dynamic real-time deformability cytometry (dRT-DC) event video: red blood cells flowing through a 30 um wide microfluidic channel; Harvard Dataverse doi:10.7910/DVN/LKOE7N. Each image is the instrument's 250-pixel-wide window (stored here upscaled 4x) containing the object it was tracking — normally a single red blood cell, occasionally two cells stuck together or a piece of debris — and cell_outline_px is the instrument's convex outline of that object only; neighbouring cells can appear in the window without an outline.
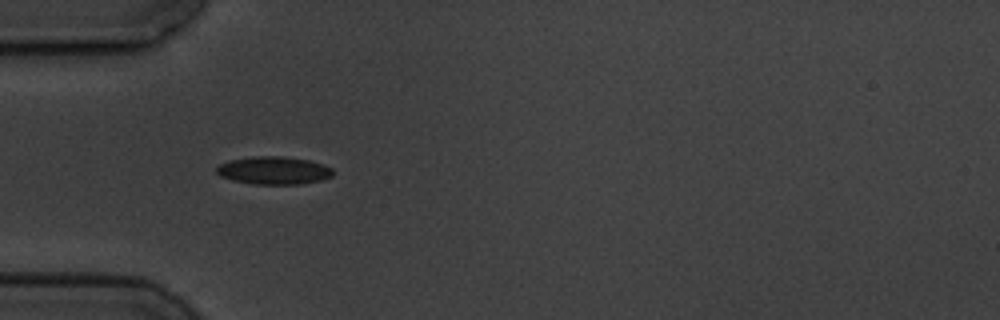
{"species": "common noctule bat (a hibernating species)", "species_latin": "Nyctalus noctula", "temperature_condition": "cold", "stored_images_in_passage": 9, "camera_frame_rate_fps": 3000, "um_per_image_px": 0.085, "animal": {"sex": "male", "body_mass_g": 19.5, "forearm_length_mm": 54.6}, "frame": {"image": 1, "passage_image": 3, "time_ms": 2.0, "image_size_px": [1000, 320], "cell_outline_px": [[332, 176], [320, 180], [300, 184], [252, 184], [232, 180], [220, 176], [216, 172], [216, 168], [220, 164], [228, 160], [256, 156], [280, 156], [308, 160], [324, 164], [332, 168]], "centroid_in_image_um": [23.25, 14.49], "position_along_channel_um": 61.8, "area_um2": 18.84}}
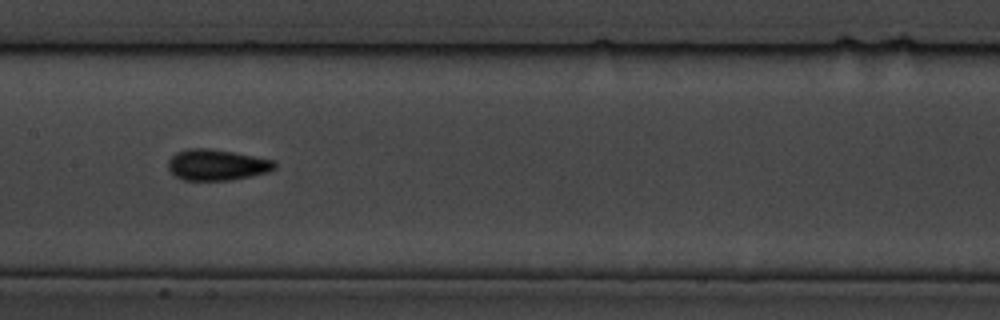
{"frame": {"image": 2, "passage_image": 6, "time_ms": 5.667, "image_size_px": [1000, 320], "cell_outline_px": [[276, 168], [268, 172], [252, 176], [228, 180], [184, 180], [176, 176], [168, 168], [168, 160], [176, 152], [188, 148], [208, 148], [232, 152], [276, 160]], "centroid_in_image_um": [18.45, 14.01], "position_along_channel_um": 189.0, "area_um2": 19.25}}
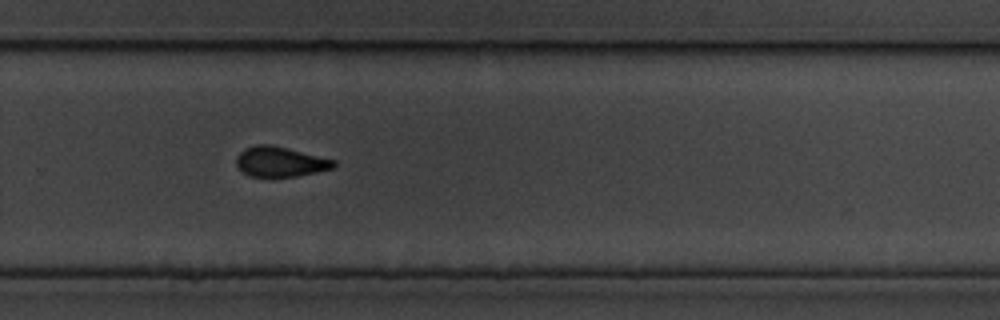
{"frame": {"image": 3, "passage_image": 9, "time_ms": 9.0, "image_size_px": [1000, 320], "cell_outline_px": [[336, 164], [332, 168], [316, 172], [296, 176], [248, 176], [240, 172], [236, 164], [236, 156], [244, 148], [256, 144], [272, 144], [336, 160]], "centroid_in_image_um": [23.77, 13.73], "position_along_channel_um": 306.0, "area_um2": 17.17}}